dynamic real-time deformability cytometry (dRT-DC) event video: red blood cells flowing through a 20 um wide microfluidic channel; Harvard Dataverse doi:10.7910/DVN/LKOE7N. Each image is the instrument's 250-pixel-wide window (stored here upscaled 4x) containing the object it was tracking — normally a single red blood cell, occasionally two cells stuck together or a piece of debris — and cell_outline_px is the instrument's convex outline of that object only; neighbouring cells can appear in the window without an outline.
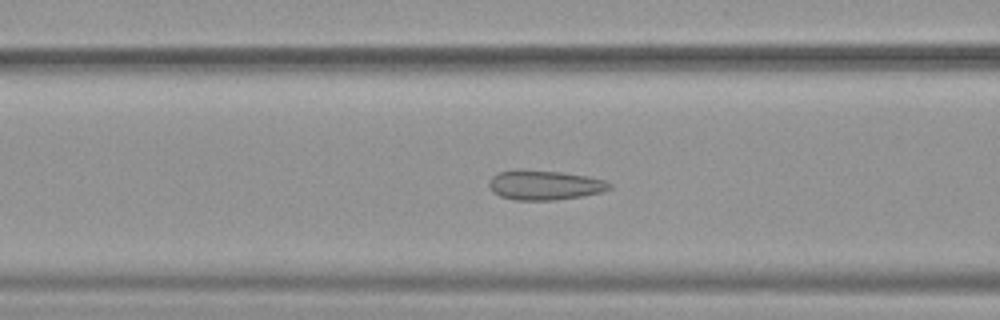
{"species": "common noctule bat (a hibernating species)", "species_latin": "Nyctalus noctula", "temperature_condition": "warm", "stored_images_in_passage": 44, "camera_frame_rate_fps": 3000, "um_per_image_px": 0.085, "animal": {"sex": "female", "body_mass_g": 19.9}, "frame": {"image": 1, "passage_image": 14, "time_ms": 4.333, "image_size_px": [1000, 320], "cell_outline_px": [[612, 188], [604, 192], [584, 196], [556, 200], [512, 200], [500, 196], [492, 192], [488, 184], [488, 180], [496, 172], [516, 168], [520, 168], [560, 172], [588, 176], [608, 180], [612, 184]], "centroid_in_image_um": [46.28, 15.72], "position_along_channel_um": 120.3, "area_um2": 21.56}}
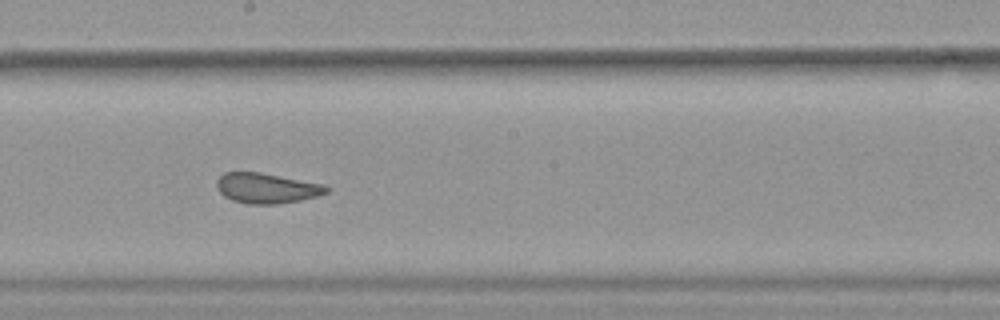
{"frame": {"image": 2, "passage_image": 22, "time_ms": 7.0, "image_size_px": [1000, 320], "cell_outline_px": [[332, 188], [328, 192], [316, 196], [300, 200], [276, 204], [248, 204], [232, 200], [224, 196], [216, 188], [216, 180], [224, 172], [260, 172], [324, 184]], "centroid_in_image_um": [22.66, 15.99], "position_along_channel_um": 225.5, "area_um2": 19.42}}
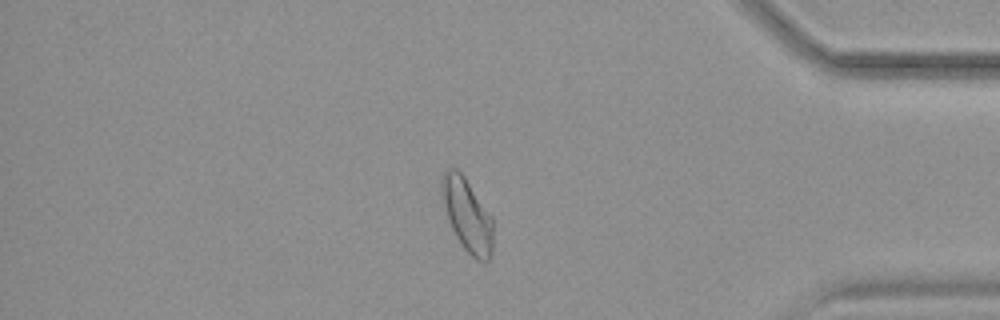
{"frame": {"image": 3, "passage_image": 37, "time_ms": 12.0, "image_size_px": [1000, 320], "cell_outline_px": [[492, 252], [488, 260], [480, 260], [472, 256], [464, 248], [456, 236], [448, 220], [440, 192], [440, 180], [444, 172], [448, 168], [456, 168], [464, 176], [492, 216]], "centroid_in_image_um": [39.69, 18.23], "position_along_channel_um": 395.5, "area_um2": 21.68}, "authors_computed_cell_mechanics": {"area_um2": 21.5594, "velocity_mm_per_s": 3.9554, "shape_relaxation_time_tau1_ms": null, "shape_relaxation_time_tau2_ms": 0.675, "deformation_change_tau1": null, "deformation_change_tau2": 0.0585}}